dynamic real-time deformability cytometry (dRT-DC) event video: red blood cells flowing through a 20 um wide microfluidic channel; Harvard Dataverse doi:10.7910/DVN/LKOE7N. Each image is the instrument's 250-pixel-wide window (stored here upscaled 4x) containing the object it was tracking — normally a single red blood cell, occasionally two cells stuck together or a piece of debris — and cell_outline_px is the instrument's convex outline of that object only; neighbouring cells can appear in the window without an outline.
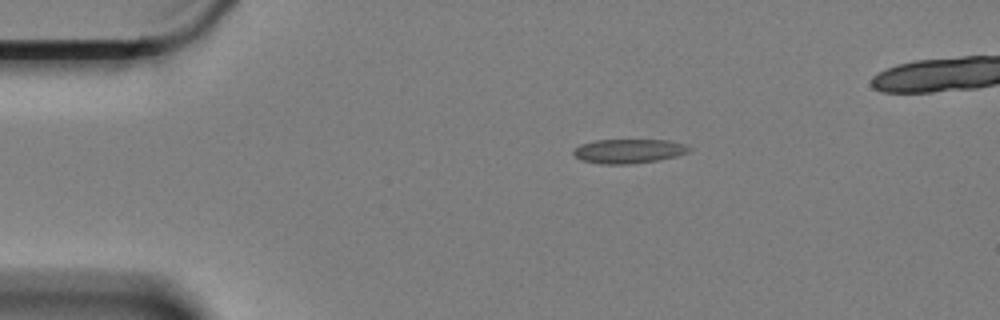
{"species": "Egyptian fruit bat (a non-hibernating species)", "species_latin": "Rousettus aegyptiacus", "temperature_condition": "cold", "stored_images_in_passage": 3, "camera_frame_rate_fps": 3000, "um_per_image_px": 0.085, "animal": {"sex": "female"}, "frame": {"image": 1, "passage_image": 1, "time_ms": 0.0, "image_size_px": [1000, 320], "cell_outline_px": [[692, 148], [688, 152], [676, 156], [656, 160], [628, 164], [600, 164], [580, 160], [572, 152], [580, 144], [596, 140], [668, 140], [688, 144]], "centroid_in_image_um": [53.45, 12.84], "position_along_channel_um": 31.5, "area_um2": 16.36}}